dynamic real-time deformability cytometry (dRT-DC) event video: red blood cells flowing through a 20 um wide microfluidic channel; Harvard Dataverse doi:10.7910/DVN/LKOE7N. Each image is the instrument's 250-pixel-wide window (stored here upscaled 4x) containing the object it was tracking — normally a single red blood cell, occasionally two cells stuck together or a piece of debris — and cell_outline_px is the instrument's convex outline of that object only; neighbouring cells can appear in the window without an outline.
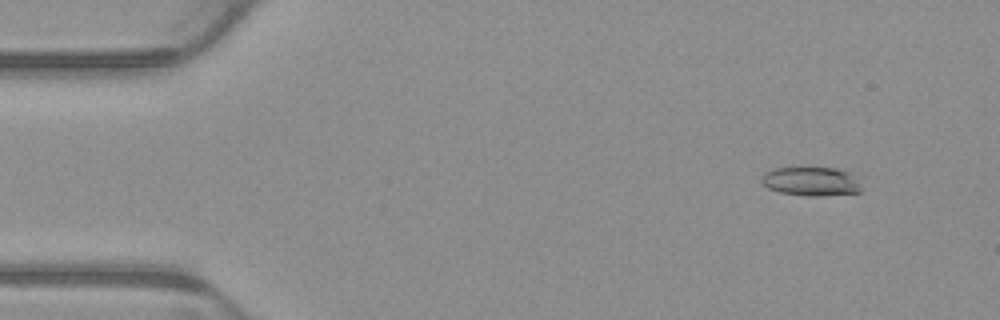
{"species": "common noctule bat (a hibernating species)", "species_latin": "Nyctalus noctula", "temperature_condition": "warm", "stored_images_in_passage": 4, "camera_frame_rate_fps": 3000, "um_per_image_px": 0.085, "animal": {"sex": "male", "body_mass_g": 23.1, "forearm_length_mm": 52.7}, "frame": {"image": 1, "passage_image": 1, "time_ms": 0.0, "image_size_px": [1000, 320], "cell_outline_px": [[864, 188], [860, 192], [820, 196], [804, 196], [780, 192], [768, 188], [760, 180], [764, 172], [772, 168], [800, 164], [836, 168], [848, 172]], "centroid_in_image_um": [68.89, 15.36], "position_along_channel_um": 16.1, "area_um2": 17.74}}
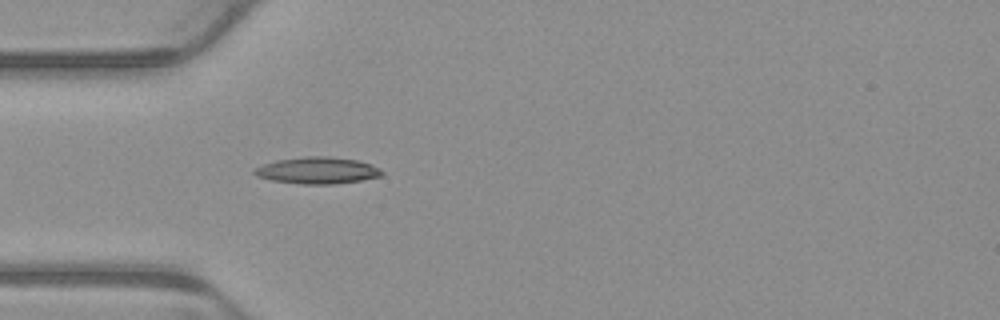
{"frame": {"image": 2, "passage_image": 4, "time_ms": 1.0, "image_size_px": [1000, 320], "cell_outline_px": [[384, 176], [360, 180], [332, 184], [300, 184], [272, 180], [256, 176], [252, 172], [256, 168], [264, 164], [276, 160], [304, 156], [328, 156], [356, 160], [372, 164], [380, 168], [384, 172]], "centroid_in_image_um": [27.01, 14.48], "position_along_channel_um": 58.0, "area_um2": 19.88}}